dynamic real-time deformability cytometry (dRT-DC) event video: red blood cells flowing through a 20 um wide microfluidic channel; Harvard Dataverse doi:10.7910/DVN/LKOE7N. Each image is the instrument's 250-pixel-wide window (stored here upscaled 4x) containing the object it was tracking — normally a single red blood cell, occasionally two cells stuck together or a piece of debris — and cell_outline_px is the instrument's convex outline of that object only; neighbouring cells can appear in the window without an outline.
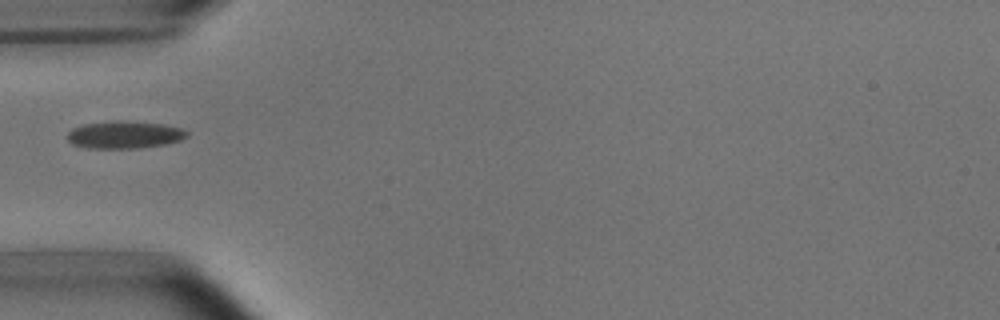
{"species": "common noctule bat (a hibernating species)", "species_latin": "Nyctalus noctula", "temperature_condition": "room temperature", "stored_images_in_passage": 1, "camera_frame_rate_fps": 3000, "um_per_image_px": 0.085, "animal": {"sex": "male", "body_mass_g": 15.6}, "frame": {"image": 1, "passage_image": 1, "time_ms": 0.0, "image_size_px": [1000, 320], "cell_outline_px": [[188, 136], [180, 140], [164, 144], [140, 148], [88, 148], [72, 144], [68, 140], [68, 132], [72, 128], [84, 124], [120, 120], [124, 120], [164, 124], [184, 128], [188, 132]], "centroid_in_image_um": [10.6, 11.44], "position_along_channel_um": 74.4, "area_um2": 19.19}}